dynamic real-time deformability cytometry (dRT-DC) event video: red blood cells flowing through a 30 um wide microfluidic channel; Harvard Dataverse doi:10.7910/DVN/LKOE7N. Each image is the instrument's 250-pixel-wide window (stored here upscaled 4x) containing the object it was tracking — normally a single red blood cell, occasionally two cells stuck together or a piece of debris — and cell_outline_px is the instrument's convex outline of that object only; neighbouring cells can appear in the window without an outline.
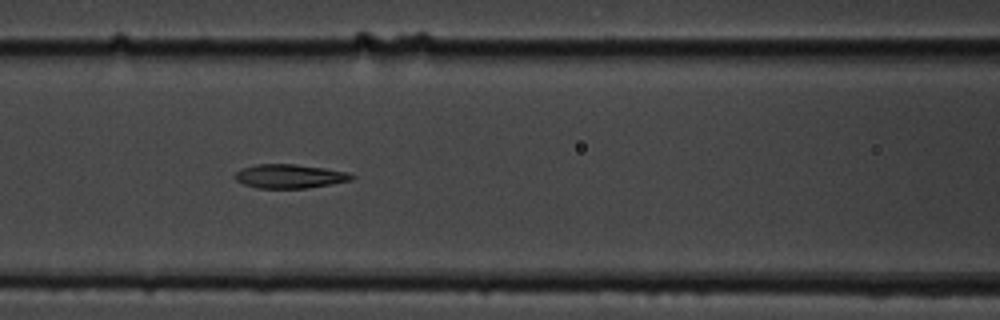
{"species": "common noctule bat (a hibernating species)", "species_latin": "Nyctalus noctula", "temperature_condition": "cold", "stored_images_in_passage": 14, "camera_frame_rate_fps": 3000, "um_per_image_px": 0.085, "animal": {"sex": "male", "body_mass_g": 19.5, "forearm_length_mm": 54.6}, "frame": {"image": 1, "passage_image": 6, "time_ms": 6.667, "image_size_px": [1000, 320], "cell_outline_px": [[356, 176], [352, 180], [308, 188], [256, 188], [244, 184], [236, 180], [232, 176], [236, 172], [244, 168], [256, 164], [296, 164], [324, 168], [348, 172]], "centroid_in_image_um": [24.62, 14.98], "position_along_channel_um": 142.0, "area_um2": 16.3}}
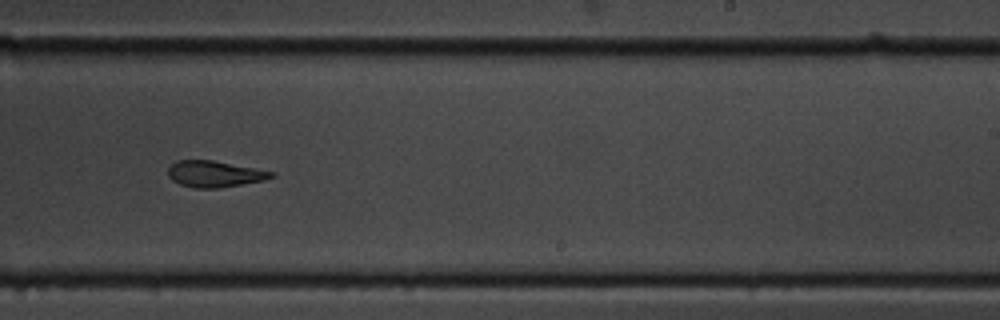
{"frame": {"image": 2, "passage_image": 9, "time_ms": 10.333, "image_size_px": [1000, 320], "cell_outline_px": [[276, 176], [264, 180], [220, 188], [192, 188], [180, 184], [172, 180], [168, 176], [168, 168], [176, 160], [212, 160], [256, 168], [276, 172]], "centroid_in_image_um": [18.25, 14.79], "position_along_channel_um": 270.7, "area_um2": 15.95}}
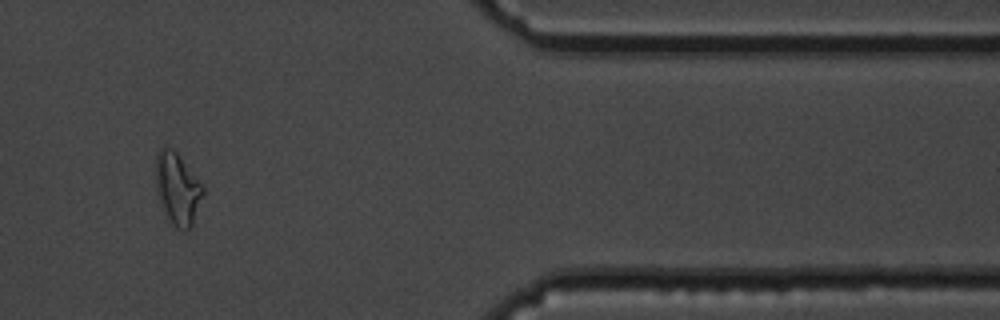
{"frame": {"image": 3, "passage_image": 12, "time_ms": 14.667, "image_size_px": [1000, 320], "cell_outline_px": [[204, 192], [192, 224], [184, 232], [176, 228], [172, 224], [156, 192], [156, 156], [160, 148], [168, 144], [176, 152], [204, 188]], "centroid_in_image_um": [15.07, 16.01], "position_along_channel_um": 396.3, "area_um2": 19.31}, "authors_computed_cell_mechanics": {"area_um2": 17.3111, "velocity_mm_per_s": 3.528, "shape_relaxation_time_tau1_ms": null, "shape_relaxation_time_tau2_ms": 1.7421, "deformation_change_tau1": null, "deformation_change_tau2": 0.0799}}